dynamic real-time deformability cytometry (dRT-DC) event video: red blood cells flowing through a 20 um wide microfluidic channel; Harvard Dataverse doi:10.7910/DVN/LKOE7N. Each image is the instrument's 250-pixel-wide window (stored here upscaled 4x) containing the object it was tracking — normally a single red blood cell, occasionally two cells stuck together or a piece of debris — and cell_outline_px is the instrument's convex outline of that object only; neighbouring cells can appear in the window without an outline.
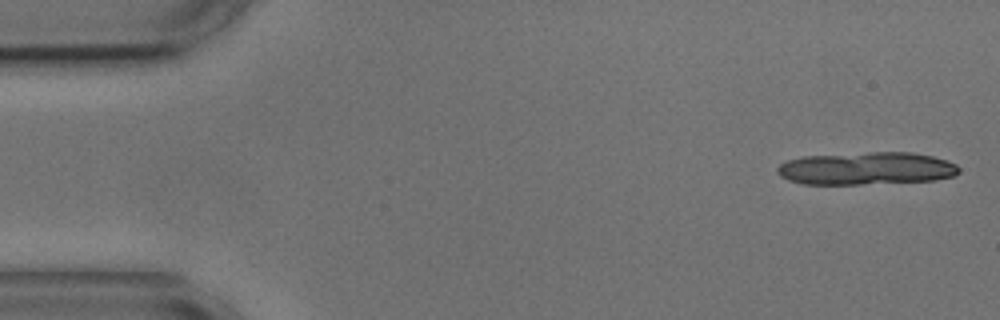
{"species": "common noctule bat (a hibernating species)", "species_latin": "Nyctalus noctula", "temperature_condition": "cold", "stored_images_in_passage": 4, "camera_frame_rate_fps": 3000, "um_per_image_px": 0.085, "animal": {"sex": "male", "body_mass_g": 17.9, "forearm_length_mm": 54.2}, "frame": {"image": 1, "passage_image": 1, "time_ms": 0.0, "image_size_px": [1000, 320], "cell_outline_px": [[960, 172], [956, 176], [936, 180], [860, 184], [804, 184], [788, 180], [780, 176], [776, 172], [776, 168], [780, 164], [788, 160], [804, 156], [872, 152], [912, 152], [932, 156], [948, 160], [956, 164], [960, 168]], "centroid_in_image_um": [73.67, 14.32], "position_along_channel_um": 11.3, "area_um2": 34.8}}